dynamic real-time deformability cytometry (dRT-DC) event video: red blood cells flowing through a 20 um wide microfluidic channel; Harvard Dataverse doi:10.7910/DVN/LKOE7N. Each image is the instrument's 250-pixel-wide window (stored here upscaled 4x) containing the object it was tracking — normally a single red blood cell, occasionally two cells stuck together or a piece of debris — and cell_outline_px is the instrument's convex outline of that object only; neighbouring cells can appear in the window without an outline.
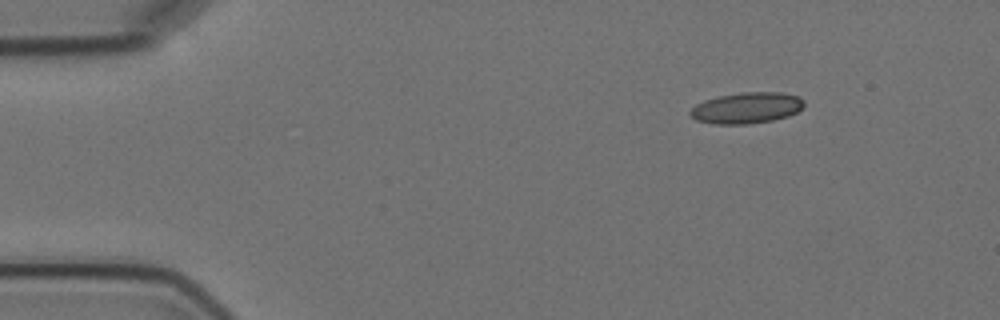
{"species": "Egyptian fruit bat (a non-hibernating species)", "species_latin": "Rousettus aegyptiacus", "temperature_condition": "cold", "stored_images_in_passage": 5, "camera_frame_rate_fps": 3000, "um_per_image_px": 0.085, "animal": {"sex": "female"}, "frame": {"image": 1, "passage_image": 1, "time_ms": 0.0, "image_size_px": [1000, 320], "cell_outline_px": [[804, 104], [796, 112], [788, 116], [772, 120], [748, 124], [716, 124], [696, 120], [688, 112], [696, 104], [704, 100], [720, 96], [740, 92], [780, 92], [800, 96], [804, 100]], "centroid_in_image_um": [63.47, 9.16], "position_along_channel_um": 21.5, "area_um2": 20.58}}